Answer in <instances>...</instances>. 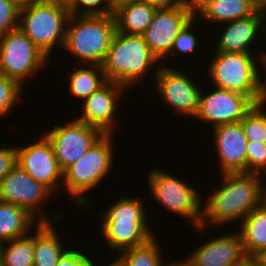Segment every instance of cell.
I'll list each match as a JSON object with an SVG mask.
<instances>
[{
  "instance_id": "6da1fadb",
  "label": "cell",
  "mask_w": 266,
  "mask_h": 266,
  "mask_svg": "<svg viewBox=\"0 0 266 266\" xmlns=\"http://www.w3.org/2000/svg\"><path fill=\"white\" fill-rule=\"evenodd\" d=\"M222 185L209 195L202 208V220L196 229H207L208 223L223 225L233 220L242 221L264 202V185L261 175L250 173H225Z\"/></svg>"
},
{
  "instance_id": "7a4b0ae2",
  "label": "cell",
  "mask_w": 266,
  "mask_h": 266,
  "mask_svg": "<svg viewBox=\"0 0 266 266\" xmlns=\"http://www.w3.org/2000/svg\"><path fill=\"white\" fill-rule=\"evenodd\" d=\"M103 212L101 236L118 253L146 244L155 235L146 219L140 198L123 196Z\"/></svg>"
},
{
  "instance_id": "3957f363",
  "label": "cell",
  "mask_w": 266,
  "mask_h": 266,
  "mask_svg": "<svg viewBox=\"0 0 266 266\" xmlns=\"http://www.w3.org/2000/svg\"><path fill=\"white\" fill-rule=\"evenodd\" d=\"M116 31L114 14H70L63 49L85 64L101 66Z\"/></svg>"
},
{
  "instance_id": "277c9868",
  "label": "cell",
  "mask_w": 266,
  "mask_h": 266,
  "mask_svg": "<svg viewBox=\"0 0 266 266\" xmlns=\"http://www.w3.org/2000/svg\"><path fill=\"white\" fill-rule=\"evenodd\" d=\"M158 61L142 35L116 31L101 67L107 81L117 82L129 89L142 82Z\"/></svg>"
},
{
  "instance_id": "5b68a950",
  "label": "cell",
  "mask_w": 266,
  "mask_h": 266,
  "mask_svg": "<svg viewBox=\"0 0 266 266\" xmlns=\"http://www.w3.org/2000/svg\"><path fill=\"white\" fill-rule=\"evenodd\" d=\"M69 16L66 1L40 0L19 9L18 28L49 58L64 46Z\"/></svg>"
},
{
  "instance_id": "8992f818",
  "label": "cell",
  "mask_w": 266,
  "mask_h": 266,
  "mask_svg": "<svg viewBox=\"0 0 266 266\" xmlns=\"http://www.w3.org/2000/svg\"><path fill=\"white\" fill-rule=\"evenodd\" d=\"M112 135L103 134L77 162L63 171V182L59 187L64 185L78 207L91 208L93 201L84 194L96 188L110 172L114 158Z\"/></svg>"
},
{
  "instance_id": "52a82bcc",
  "label": "cell",
  "mask_w": 266,
  "mask_h": 266,
  "mask_svg": "<svg viewBox=\"0 0 266 266\" xmlns=\"http://www.w3.org/2000/svg\"><path fill=\"white\" fill-rule=\"evenodd\" d=\"M255 53L215 52L207 74L214 87L248 96L255 104L266 101L258 83Z\"/></svg>"
},
{
  "instance_id": "ba28073f",
  "label": "cell",
  "mask_w": 266,
  "mask_h": 266,
  "mask_svg": "<svg viewBox=\"0 0 266 266\" xmlns=\"http://www.w3.org/2000/svg\"><path fill=\"white\" fill-rule=\"evenodd\" d=\"M148 186L150 194L167 211L189 219L196 228L202 220L201 194L189 184L160 169L149 171ZM195 225V226H194Z\"/></svg>"
},
{
  "instance_id": "9c48e42d",
  "label": "cell",
  "mask_w": 266,
  "mask_h": 266,
  "mask_svg": "<svg viewBox=\"0 0 266 266\" xmlns=\"http://www.w3.org/2000/svg\"><path fill=\"white\" fill-rule=\"evenodd\" d=\"M48 57L19 28L0 37V73L17 81L42 71Z\"/></svg>"
},
{
  "instance_id": "30bf717a",
  "label": "cell",
  "mask_w": 266,
  "mask_h": 266,
  "mask_svg": "<svg viewBox=\"0 0 266 266\" xmlns=\"http://www.w3.org/2000/svg\"><path fill=\"white\" fill-rule=\"evenodd\" d=\"M51 194L53 192L49 188L35 181L18 164L0 181V201L26 209L39 223H51L53 220L55 223L61 218L58 211L50 217L40 214L43 201Z\"/></svg>"
},
{
  "instance_id": "8fae6325",
  "label": "cell",
  "mask_w": 266,
  "mask_h": 266,
  "mask_svg": "<svg viewBox=\"0 0 266 266\" xmlns=\"http://www.w3.org/2000/svg\"><path fill=\"white\" fill-rule=\"evenodd\" d=\"M159 66L155 67L156 72L153 75L158 95L160 94L164 103L171 106L177 114L196 117L202 89L196 85L195 79L192 81L189 74L186 75L169 64Z\"/></svg>"
},
{
  "instance_id": "7c38bea8",
  "label": "cell",
  "mask_w": 266,
  "mask_h": 266,
  "mask_svg": "<svg viewBox=\"0 0 266 266\" xmlns=\"http://www.w3.org/2000/svg\"><path fill=\"white\" fill-rule=\"evenodd\" d=\"M65 125L54 126L44 134L51 142L57 163L62 171L77 162L103 135L96 127L76 119Z\"/></svg>"
},
{
  "instance_id": "4fadbf2b",
  "label": "cell",
  "mask_w": 266,
  "mask_h": 266,
  "mask_svg": "<svg viewBox=\"0 0 266 266\" xmlns=\"http://www.w3.org/2000/svg\"><path fill=\"white\" fill-rule=\"evenodd\" d=\"M209 93L201 92L197 120L209 122L213 127L240 122L254 106L246 95L214 87Z\"/></svg>"
},
{
  "instance_id": "5bb4252c",
  "label": "cell",
  "mask_w": 266,
  "mask_h": 266,
  "mask_svg": "<svg viewBox=\"0 0 266 266\" xmlns=\"http://www.w3.org/2000/svg\"><path fill=\"white\" fill-rule=\"evenodd\" d=\"M193 18L183 4L168 9H157L151 24L142 36L159 62L169 54L172 55L174 40Z\"/></svg>"
},
{
  "instance_id": "9a60e30c",
  "label": "cell",
  "mask_w": 266,
  "mask_h": 266,
  "mask_svg": "<svg viewBox=\"0 0 266 266\" xmlns=\"http://www.w3.org/2000/svg\"><path fill=\"white\" fill-rule=\"evenodd\" d=\"M40 138L31 145L16 147L17 164L35 181L55 192L63 182V171L57 163L51 142L44 133Z\"/></svg>"
},
{
  "instance_id": "2e32d148",
  "label": "cell",
  "mask_w": 266,
  "mask_h": 266,
  "mask_svg": "<svg viewBox=\"0 0 266 266\" xmlns=\"http://www.w3.org/2000/svg\"><path fill=\"white\" fill-rule=\"evenodd\" d=\"M126 89L117 82L107 81L83 100V113L76 120L98 128L103 134H113V125L117 121L114 119L117 114L118 97H121Z\"/></svg>"
},
{
  "instance_id": "e0dca14e",
  "label": "cell",
  "mask_w": 266,
  "mask_h": 266,
  "mask_svg": "<svg viewBox=\"0 0 266 266\" xmlns=\"http://www.w3.org/2000/svg\"><path fill=\"white\" fill-rule=\"evenodd\" d=\"M185 260L191 266H241L248 257L241 235L236 232L207 240Z\"/></svg>"
},
{
  "instance_id": "ac0fdd59",
  "label": "cell",
  "mask_w": 266,
  "mask_h": 266,
  "mask_svg": "<svg viewBox=\"0 0 266 266\" xmlns=\"http://www.w3.org/2000/svg\"><path fill=\"white\" fill-rule=\"evenodd\" d=\"M213 129L221 173H247L248 139L241 122L222 124Z\"/></svg>"
},
{
  "instance_id": "d6986e66",
  "label": "cell",
  "mask_w": 266,
  "mask_h": 266,
  "mask_svg": "<svg viewBox=\"0 0 266 266\" xmlns=\"http://www.w3.org/2000/svg\"><path fill=\"white\" fill-rule=\"evenodd\" d=\"M224 25L226 26L217 40L216 52L252 53L250 46L255 40L258 41L259 31L266 33V22L261 8L250 17L225 22Z\"/></svg>"
},
{
  "instance_id": "ffe728a7",
  "label": "cell",
  "mask_w": 266,
  "mask_h": 266,
  "mask_svg": "<svg viewBox=\"0 0 266 266\" xmlns=\"http://www.w3.org/2000/svg\"><path fill=\"white\" fill-rule=\"evenodd\" d=\"M157 9L140 0L118 3L114 9L117 32L142 35L151 24Z\"/></svg>"
},
{
  "instance_id": "44dd1931",
  "label": "cell",
  "mask_w": 266,
  "mask_h": 266,
  "mask_svg": "<svg viewBox=\"0 0 266 266\" xmlns=\"http://www.w3.org/2000/svg\"><path fill=\"white\" fill-rule=\"evenodd\" d=\"M39 224L26 209L0 201V243L27 236Z\"/></svg>"
},
{
  "instance_id": "7402d4cb",
  "label": "cell",
  "mask_w": 266,
  "mask_h": 266,
  "mask_svg": "<svg viewBox=\"0 0 266 266\" xmlns=\"http://www.w3.org/2000/svg\"><path fill=\"white\" fill-rule=\"evenodd\" d=\"M261 5L256 0H215L209 3L197 16L201 20L219 25L234 21L236 19L247 18L254 15Z\"/></svg>"
},
{
  "instance_id": "603a6c76",
  "label": "cell",
  "mask_w": 266,
  "mask_h": 266,
  "mask_svg": "<svg viewBox=\"0 0 266 266\" xmlns=\"http://www.w3.org/2000/svg\"><path fill=\"white\" fill-rule=\"evenodd\" d=\"M54 222L40 223L33 235V266H56L59 258L67 250L58 237Z\"/></svg>"
},
{
  "instance_id": "cb8c5ba5",
  "label": "cell",
  "mask_w": 266,
  "mask_h": 266,
  "mask_svg": "<svg viewBox=\"0 0 266 266\" xmlns=\"http://www.w3.org/2000/svg\"><path fill=\"white\" fill-rule=\"evenodd\" d=\"M241 223L239 233L246 256L259 255L266 249V203L255 208Z\"/></svg>"
},
{
  "instance_id": "d4e9b609",
  "label": "cell",
  "mask_w": 266,
  "mask_h": 266,
  "mask_svg": "<svg viewBox=\"0 0 266 266\" xmlns=\"http://www.w3.org/2000/svg\"><path fill=\"white\" fill-rule=\"evenodd\" d=\"M90 67V68H89ZM69 91L78 100L89 97L93 92L103 86L107 80L100 65L81 66L69 73Z\"/></svg>"
},
{
  "instance_id": "484cf974",
  "label": "cell",
  "mask_w": 266,
  "mask_h": 266,
  "mask_svg": "<svg viewBox=\"0 0 266 266\" xmlns=\"http://www.w3.org/2000/svg\"><path fill=\"white\" fill-rule=\"evenodd\" d=\"M155 238L154 236L146 244L120 252L113 262L117 266H166Z\"/></svg>"
},
{
  "instance_id": "4316f807",
  "label": "cell",
  "mask_w": 266,
  "mask_h": 266,
  "mask_svg": "<svg viewBox=\"0 0 266 266\" xmlns=\"http://www.w3.org/2000/svg\"><path fill=\"white\" fill-rule=\"evenodd\" d=\"M33 235L1 243L2 266H33Z\"/></svg>"
},
{
  "instance_id": "83f0119b",
  "label": "cell",
  "mask_w": 266,
  "mask_h": 266,
  "mask_svg": "<svg viewBox=\"0 0 266 266\" xmlns=\"http://www.w3.org/2000/svg\"><path fill=\"white\" fill-rule=\"evenodd\" d=\"M266 101L254 104L240 121L248 141L266 144ZM264 106V107H263Z\"/></svg>"
},
{
  "instance_id": "f1b7e54d",
  "label": "cell",
  "mask_w": 266,
  "mask_h": 266,
  "mask_svg": "<svg viewBox=\"0 0 266 266\" xmlns=\"http://www.w3.org/2000/svg\"><path fill=\"white\" fill-rule=\"evenodd\" d=\"M66 4L71 15H109L115 9L110 0H67Z\"/></svg>"
},
{
  "instance_id": "f546056e",
  "label": "cell",
  "mask_w": 266,
  "mask_h": 266,
  "mask_svg": "<svg viewBox=\"0 0 266 266\" xmlns=\"http://www.w3.org/2000/svg\"><path fill=\"white\" fill-rule=\"evenodd\" d=\"M23 87L15 80L0 73V117H6L22 95Z\"/></svg>"
},
{
  "instance_id": "4dcf8cb0",
  "label": "cell",
  "mask_w": 266,
  "mask_h": 266,
  "mask_svg": "<svg viewBox=\"0 0 266 266\" xmlns=\"http://www.w3.org/2000/svg\"><path fill=\"white\" fill-rule=\"evenodd\" d=\"M247 173H266V144L248 141L246 146ZM263 172V173H262Z\"/></svg>"
},
{
  "instance_id": "1f68e13d",
  "label": "cell",
  "mask_w": 266,
  "mask_h": 266,
  "mask_svg": "<svg viewBox=\"0 0 266 266\" xmlns=\"http://www.w3.org/2000/svg\"><path fill=\"white\" fill-rule=\"evenodd\" d=\"M19 9L10 0H0V37L18 28Z\"/></svg>"
},
{
  "instance_id": "d6a6232c",
  "label": "cell",
  "mask_w": 266,
  "mask_h": 266,
  "mask_svg": "<svg viewBox=\"0 0 266 266\" xmlns=\"http://www.w3.org/2000/svg\"><path fill=\"white\" fill-rule=\"evenodd\" d=\"M196 19L197 17L191 19L179 32L178 37L174 40L171 53H175L176 51V53L181 52L183 54H188L195 51L194 49L196 48L198 42L195 34H193L194 31H192V28H194L193 25Z\"/></svg>"
},
{
  "instance_id": "836d02e7",
  "label": "cell",
  "mask_w": 266,
  "mask_h": 266,
  "mask_svg": "<svg viewBox=\"0 0 266 266\" xmlns=\"http://www.w3.org/2000/svg\"><path fill=\"white\" fill-rule=\"evenodd\" d=\"M94 264L95 262L87 254L79 250L67 249L59 258L56 266H94Z\"/></svg>"
},
{
  "instance_id": "e575fe53",
  "label": "cell",
  "mask_w": 266,
  "mask_h": 266,
  "mask_svg": "<svg viewBox=\"0 0 266 266\" xmlns=\"http://www.w3.org/2000/svg\"><path fill=\"white\" fill-rule=\"evenodd\" d=\"M0 147V181L17 165V149Z\"/></svg>"
},
{
  "instance_id": "d590c367",
  "label": "cell",
  "mask_w": 266,
  "mask_h": 266,
  "mask_svg": "<svg viewBox=\"0 0 266 266\" xmlns=\"http://www.w3.org/2000/svg\"><path fill=\"white\" fill-rule=\"evenodd\" d=\"M215 0H182L184 7L194 16Z\"/></svg>"
},
{
  "instance_id": "8d00e7d4",
  "label": "cell",
  "mask_w": 266,
  "mask_h": 266,
  "mask_svg": "<svg viewBox=\"0 0 266 266\" xmlns=\"http://www.w3.org/2000/svg\"><path fill=\"white\" fill-rule=\"evenodd\" d=\"M156 9H168L182 4V0H140Z\"/></svg>"
},
{
  "instance_id": "74e56055",
  "label": "cell",
  "mask_w": 266,
  "mask_h": 266,
  "mask_svg": "<svg viewBox=\"0 0 266 266\" xmlns=\"http://www.w3.org/2000/svg\"><path fill=\"white\" fill-rule=\"evenodd\" d=\"M259 57H258V62H260V64L262 63V65L261 66H263L264 67V69H266V52H264L263 51V53L261 52V54L260 55H258ZM258 68H260V69H258V72H260V73H258V83H259V87H260V89H261V92H262V94H263V96L266 98V80L262 77V75L261 74H263V75H265L264 73H261L262 72V70H264V69H261L262 67H258ZM265 73H266V70H265ZM263 80H262V79ZM265 80V82H263Z\"/></svg>"
},
{
  "instance_id": "f35d334b",
  "label": "cell",
  "mask_w": 266,
  "mask_h": 266,
  "mask_svg": "<svg viewBox=\"0 0 266 266\" xmlns=\"http://www.w3.org/2000/svg\"><path fill=\"white\" fill-rule=\"evenodd\" d=\"M12 3H14L17 7L23 8L27 5H31L35 2H38L40 0H10Z\"/></svg>"
},
{
  "instance_id": "ab89813d",
  "label": "cell",
  "mask_w": 266,
  "mask_h": 266,
  "mask_svg": "<svg viewBox=\"0 0 266 266\" xmlns=\"http://www.w3.org/2000/svg\"><path fill=\"white\" fill-rule=\"evenodd\" d=\"M248 261L253 266H266V263H264L258 256L250 257L248 258Z\"/></svg>"
},
{
  "instance_id": "60d3db41",
  "label": "cell",
  "mask_w": 266,
  "mask_h": 266,
  "mask_svg": "<svg viewBox=\"0 0 266 266\" xmlns=\"http://www.w3.org/2000/svg\"><path fill=\"white\" fill-rule=\"evenodd\" d=\"M166 266H191V265L188 263L187 260L184 259L183 261H180V262L179 261H177V262L175 261L174 262V260H173V262L171 261V263L167 262Z\"/></svg>"
},
{
  "instance_id": "b9f144b4",
  "label": "cell",
  "mask_w": 266,
  "mask_h": 266,
  "mask_svg": "<svg viewBox=\"0 0 266 266\" xmlns=\"http://www.w3.org/2000/svg\"><path fill=\"white\" fill-rule=\"evenodd\" d=\"M264 263H266V249L257 255Z\"/></svg>"
},
{
  "instance_id": "7bdbcfd3",
  "label": "cell",
  "mask_w": 266,
  "mask_h": 266,
  "mask_svg": "<svg viewBox=\"0 0 266 266\" xmlns=\"http://www.w3.org/2000/svg\"><path fill=\"white\" fill-rule=\"evenodd\" d=\"M124 1H128V0H110V2L116 6L118 3L124 2Z\"/></svg>"
},
{
  "instance_id": "ee69618b",
  "label": "cell",
  "mask_w": 266,
  "mask_h": 266,
  "mask_svg": "<svg viewBox=\"0 0 266 266\" xmlns=\"http://www.w3.org/2000/svg\"><path fill=\"white\" fill-rule=\"evenodd\" d=\"M261 9L263 11V14H264V17H265V20H266V2L261 5Z\"/></svg>"
},
{
  "instance_id": "f6af8a7d",
  "label": "cell",
  "mask_w": 266,
  "mask_h": 266,
  "mask_svg": "<svg viewBox=\"0 0 266 266\" xmlns=\"http://www.w3.org/2000/svg\"><path fill=\"white\" fill-rule=\"evenodd\" d=\"M241 266H253L248 260L242 264Z\"/></svg>"
},
{
  "instance_id": "bcb514c9",
  "label": "cell",
  "mask_w": 266,
  "mask_h": 266,
  "mask_svg": "<svg viewBox=\"0 0 266 266\" xmlns=\"http://www.w3.org/2000/svg\"><path fill=\"white\" fill-rule=\"evenodd\" d=\"M260 5L266 2V0H256Z\"/></svg>"
},
{
  "instance_id": "7dc6e473",
  "label": "cell",
  "mask_w": 266,
  "mask_h": 266,
  "mask_svg": "<svg viewBox=\"0 0 266 266\" xmlns=\"http://www.w3.org/2000/svg\"><path fill=\"white\" fill-rule=\"evenodd\" d=\"M264 200H265V203H266V187L264 186Z\"/></svg>"
},
{
  "instance_id": "c3c4849f",
  "label": "cell",
  "mask_w": 266,
  "mask_h": 266,
  "mask_svg": "<svg viewBox=\"0 0 266 266\" xmlns=\"http://www.w3.org/2000/svg\"><path fill=\"white\" fill-rule=\"evenodd\" d=\"M0 266H2V261H1V243H0Z\"/></svg>"
},
{
  "instance_id": "681fc988",
  "label": "cell",
  "mask_w": 266,
  "mask_h": 266,
  "mask_svg": "<svg viewBox=\"0 0 266 266\" xmlns=\"http://www.w3.org/2000/svg\"><path fill=\"white\" fill-rule=\"evenodd\" d=\"M107 266H117L113 261L110 263V265Z\"/></svg>"
}]
</instances>
